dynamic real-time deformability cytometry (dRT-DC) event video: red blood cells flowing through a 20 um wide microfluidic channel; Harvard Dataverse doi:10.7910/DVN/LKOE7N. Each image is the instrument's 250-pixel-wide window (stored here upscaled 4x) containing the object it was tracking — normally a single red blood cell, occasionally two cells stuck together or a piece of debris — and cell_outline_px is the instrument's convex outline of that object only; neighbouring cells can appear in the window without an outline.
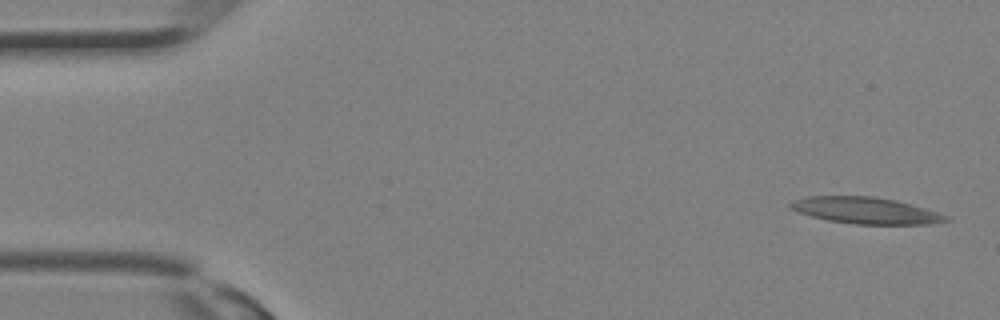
{"species": "Egyptian fruit bat (a non-hibernating species)", "species_latin": "Rousettus aegyptiacus", "temperature_condition": "room temperature", "stored_images_in_passage": 12, "camera_frame_rate_fps": 3000, "um_per_image_px": 0.085, "animal": {"sex": "female"}, "frame": {"image": 1, "passage_image": 1, "time_ms": 0.0, "image_size_px": [1000, 320], "cell_outline_px": [[952, 220], [928, 224], [856, 224], [828, 220], [812, 216], [788, 208], [788, 204], [792, 200], [808, 196], [872, 196], [896, 200], [924, 208], [948, 216]], "centroid_in_image_um": [73.56, 17.88], "position_along_channel_um": 11.4, "area_um2": 23.87}}
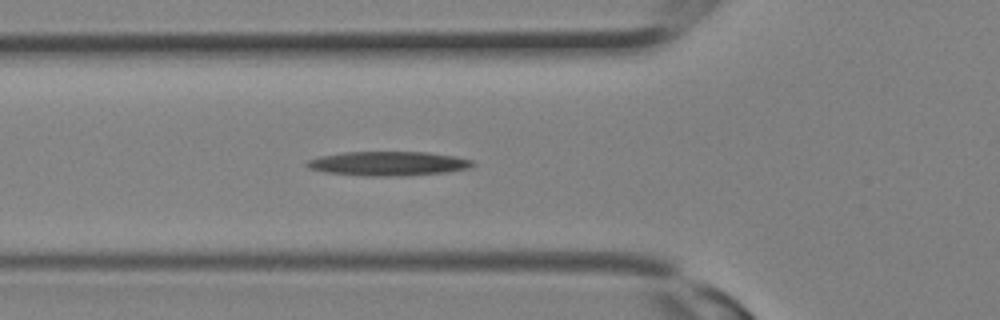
{"frame": {"image": 2, "passage_image": 10, "time_ms": 3.0, "image_size_px": [1000, 320], "cell_outline_px": [[476, 164], [468, 168], [444, 172], [400, 176], [368, 176], [324, 172], [308, 168], [304, 164], [308, 160], [320, 156], [344, 152], [428, 152], [456, 156], [472, 160]], "centroid_in_image_um": [32.98, 13.9], "position_along_channel_um": 92.8, "area_um2": 23.41}}
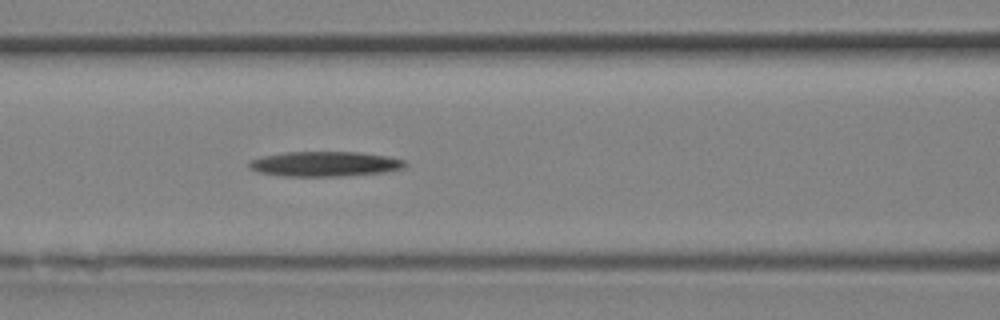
{"frame": {"image": 3, "passage_image": 12, "time_ms": 3.667, "image_size_px": [1000, 320], "cell_outline_px": [[408, 164], [404, 168], [388, 172], [344, 176], [284, 176], [256, 172], [248, 168], [248, 164], [252, 160], [260, 156], [284, 152], [360, 152], [388, 156], [404, 160]], "centroid_in_image_um": [27.62, 13.94], "position_along_channel_um": 139.0, "area_um2": 23.0}}